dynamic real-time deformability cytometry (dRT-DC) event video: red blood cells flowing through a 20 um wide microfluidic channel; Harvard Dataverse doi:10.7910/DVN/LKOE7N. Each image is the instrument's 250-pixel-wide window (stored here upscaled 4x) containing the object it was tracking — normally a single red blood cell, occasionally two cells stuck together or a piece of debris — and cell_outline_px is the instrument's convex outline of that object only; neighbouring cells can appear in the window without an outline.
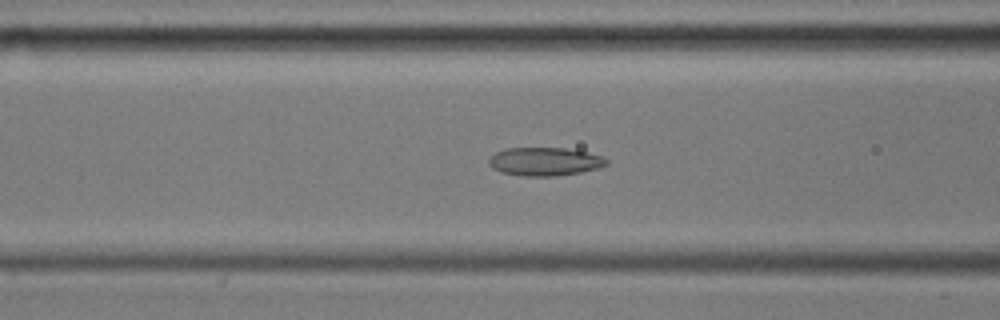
{"species": "common noctule bat (a hibernating species)", "species_latin": "Nyctalus noctula", "temperature_condition": "cold", "stored_images_in_passage": 50, "camera_frame_rate_fps": 3000, "um_per_image_px": 0.085, "animal": {"sex": "male", "body_mass_g": 17.9, "forearm_length_mm": 54.2}, "frame": {"image": 1, "passage_image": 20, "time_ms": 6.333, "image_size_px": [1000, 320], "cell_outline_px": [[608, 164], [596, 168], [580, 172], [556, 176], [520, 176], [500, 172], [492, 168], [488, 164], [488, 160], [496, 152], [504, 148], [564, 148], [588, 152], [604, 156], [608, 160]], "centroid_in_image_um": [46.29, 13.73], "position_along_channel_um": 120.3, "area_um2": 19.54}}
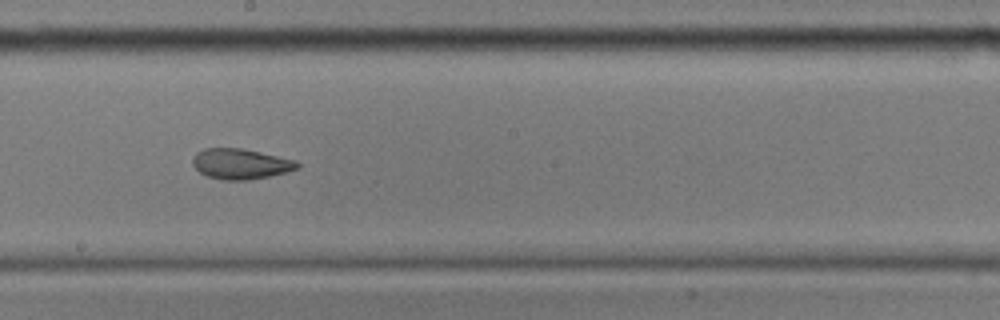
{"frame": {"image": 2, "passage_image": 29, "time_ms": 9.333, "image_size_px": [1000, 320], "cell_outline_px": [[300, 168], [288, 172], [248, 180], [224, 180], [208, 176], [200, 172], [192, 164], [192, 156], [196, 152], [204, 148], [240, 148], [260, 152], [296, 160], [300, 164]], "centroid_in_image_um": [20.46, 13.92], "position_along_channel_um": 227.7, "area_um2": 18.61}}
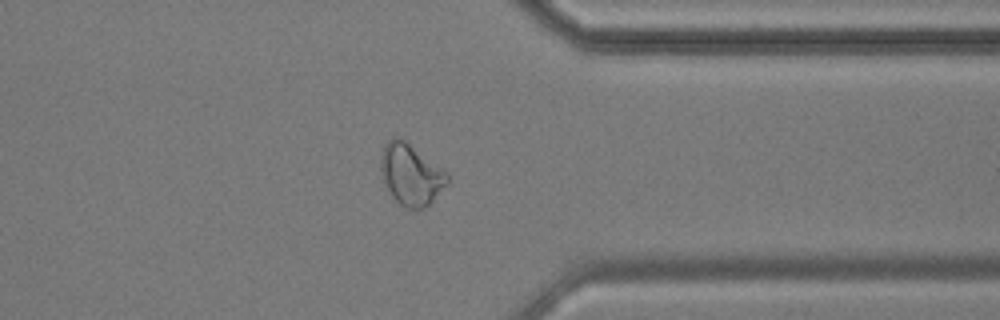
{"frame": {"image": 3, "passage_image": 42, "time_ms": 13.667, "image_size_px": [1000, 320], "cell_outline_px": [[448, 184], [424, 208], [404, 208], [392, 196], [384, 184], [380, 168], [380, 156], [384, 144], [388, 140], [396, 136], [404, 140], [440, 168], [448, 176]], "centroid_in_image_um": [34.87, 14.84], "position_along_channel_um": 376.5, "area_um2": 23.24}, "authors_computed_cell_mechanics": {"area_um2": 20.9525, "velocity_mm_per_s": 3.5746, "shape_relaxation_time_tau1_ms": null, "shape_relaxation_time_tau2_ms": 2.4381, "deformation_change_tau1": null, "deformation_change_tau2": 0.084}}